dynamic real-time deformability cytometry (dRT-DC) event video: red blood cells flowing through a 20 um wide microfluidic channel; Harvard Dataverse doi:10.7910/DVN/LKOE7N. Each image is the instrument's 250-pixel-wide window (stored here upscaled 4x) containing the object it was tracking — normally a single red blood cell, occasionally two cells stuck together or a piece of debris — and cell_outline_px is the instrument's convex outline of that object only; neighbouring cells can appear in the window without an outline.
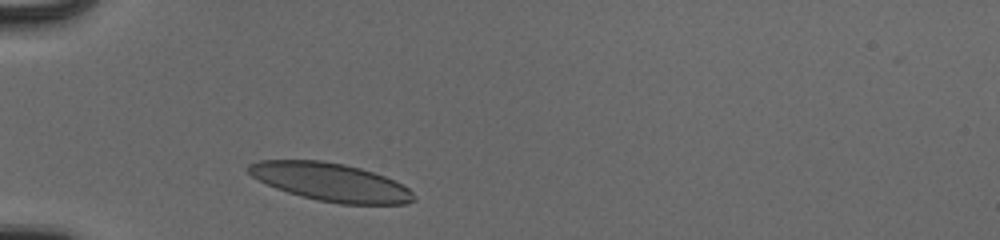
{"species": "human", "species_latin": "Homo sapiens", "temperature_condition": "cold", "stored_images_in_passage": 29, "camera_frame_rate_fps": 3000, "um_per_image_px": 0.085, "donor": {"sex": "male"}, "frame": {"image": 1, "passage_image": 1, "time_ms": 0.0, "image_size_px": [1000, 240], "cell_outline_px": [[416, 200], [404, 204], [340, 204], [316, 200], [300, 196], [276, 188], [252, 176], [248, 172], [248, 164], [260, 160], [320, 160], [344, 164], [360, 168], [384, 176], [408, 188], [416, 196]], "centroid_in_image_um": [28.1, 15.48], "position_along_channel_um": 56.9, "area_um2": 36.47}}
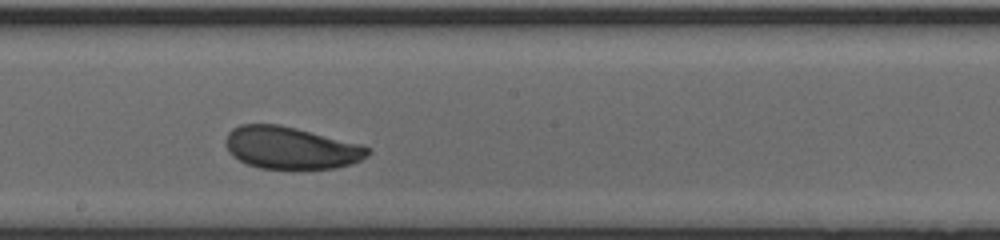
{"frame": {"image": 2, "passage_image": 15, "time_ms": 4.667, "image_size_px": [1000, 240], "cell_outline_px": [[372, 152], [368, 156], [352, 164], [336, 168], [260, 168], [248, 164], [232, 156], [228, 152], [224, 140], [228, 132], [232, 128], [240, 124], [280, 124], [360, 144], [368, 148]], "centroid_in_image_um": [24.69, 12.56], "position_along_channel_um": 223.5, "area_um2": 34.91}}
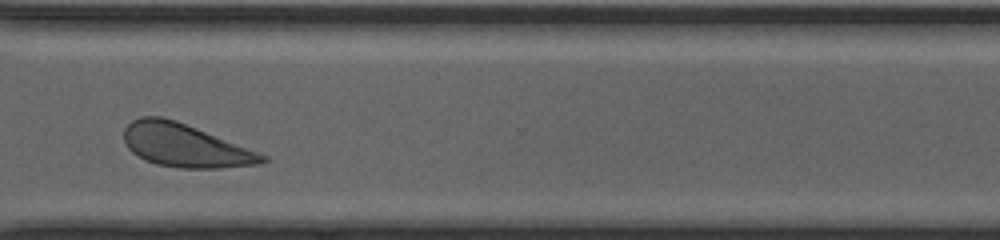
{"frame": {"image": 3, "passage_image": 25, "time_ms": 8.0, "image_size_px": [1000, 240], "cell_outline_px": [[268, 160], [260, 164], [220, 168], [180, 168], [156, 164], [132, 152], [128, 148], [124, 140], [124, 128], [132, 120], [140, 116], [160, 116], [176, 120], [268, 156]], "centroid_in_image_um": [15.71, 12.36], "position_along_channel_um": 354.9, "area_um2": 34.45}, "authors_computed_cell_mechanics": {"area_um2": 35.2002, "velocity_mm_per_s": 3.9166, "shape_relaxation_time_tau1_ms": 2.1424, "shape_relaxation_time_tau2_ms": 4.6674, "deformation_change_tau1": 0.0963, "deformation_change_tau2": 0.1088}}